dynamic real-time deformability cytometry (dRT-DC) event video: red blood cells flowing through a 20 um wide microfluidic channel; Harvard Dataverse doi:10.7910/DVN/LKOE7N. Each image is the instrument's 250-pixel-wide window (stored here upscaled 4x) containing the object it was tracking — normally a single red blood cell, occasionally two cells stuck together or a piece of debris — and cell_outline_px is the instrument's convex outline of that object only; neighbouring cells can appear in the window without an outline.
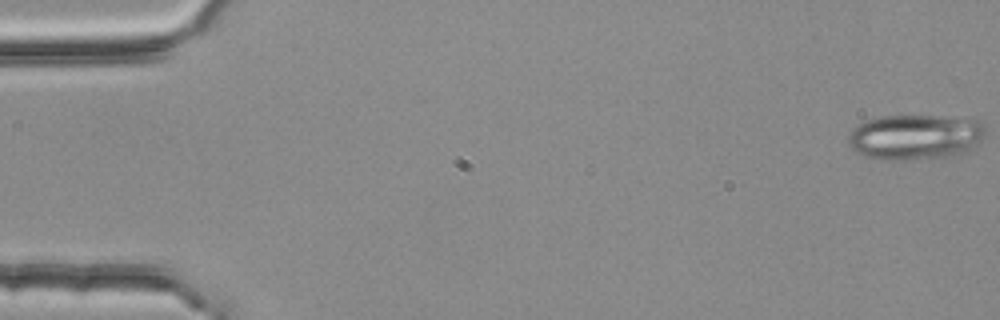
{"species": "common noctule bat (a hibernating species)", "species_latin": "Nyctalus noctula", "temperature_condition": "room temperature", "stored_images_in_passage": 5, "camera_frame_rate_fps": 3000, "um_per_image_px": 0.085, "animal": {"sex": "female", "body_mass_g": 25.1}, "frame": {"image": 1, "passage_image": 1, "time_ms": 0.0, "image_size_px": [1000, 320], "cell_outline_px": [[984, 136], [980, 140], [964, 152], [952, 156], [900, 160], [884, 160], [868, 156], [856, 152], [848, 144], [848, 136], [852, 128], [868, 120], [880, 116], [936, 116], [980, 120], [984, 124]], "centroid_in_image_um": [77.77, 11.64], "position_along_channel_um": 7.2, "area_um2": 35.89}}